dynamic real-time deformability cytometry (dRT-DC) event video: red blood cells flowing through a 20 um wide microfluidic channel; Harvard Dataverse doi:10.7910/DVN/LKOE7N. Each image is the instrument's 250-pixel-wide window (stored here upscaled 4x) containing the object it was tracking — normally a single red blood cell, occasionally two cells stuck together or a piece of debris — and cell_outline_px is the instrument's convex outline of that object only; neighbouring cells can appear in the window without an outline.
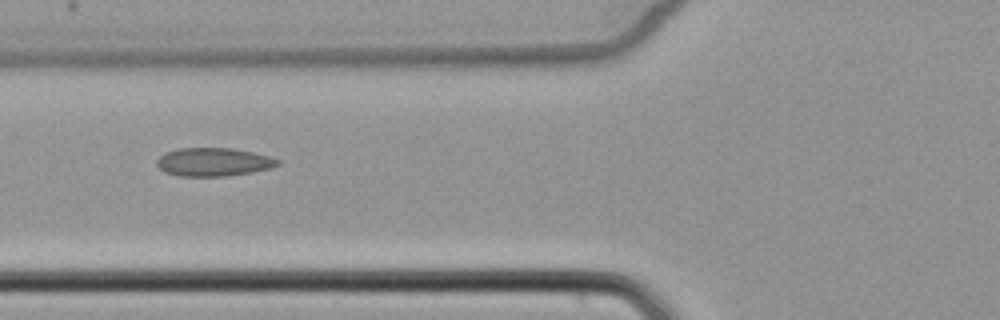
{"species": "common noctule bat (a hibernating species)", "species_latin": "Nyctalus noctula", "temperature_condition": "cold", "stored_images_in_passage": 8, "camera_frame_rate_fps": 3000, "um_per_image_px": 0.085, "animal": {"sex": "female", "body_mass_g": 22.7, "forearm_length_mm": 54.2}, "frame": {"image": 1, "passage_image": 6, "time_ms": 6.0, "image_size_px": [1000, 320], "cell_outline_px": [[280, 164], [272, 168], [252, 172], [228, 176], [180, 176], [164, 172], [156, 164], [156, 160], [164, 152], [176, 148], [232, 148], [252, 152], [268, 156], [280, 160]], "centroid_in_image_um": [18.13, 13.77], "position_along_channel_um": 107.7, "area_um2": 20.11}}
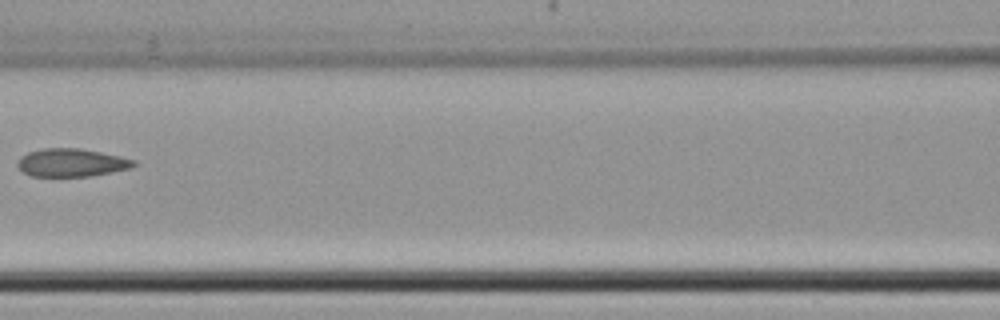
{"frame": {"image": 2, "passage_image": 7, "time_ms": 7.333, "image_size_px": [1000, 320], "cell_outline_px": [[136, 164], [132, 168], [92, 176], [32, 176], [24, 172], [16, 164], [20, 156], [28, 152], [44, 148], [80, 148], [120, 156], [136, 160]], "centroid_in_image_um": [6.09, 13.82], "position_along_channel_um": 160.5, "area_um2": 19.02}}
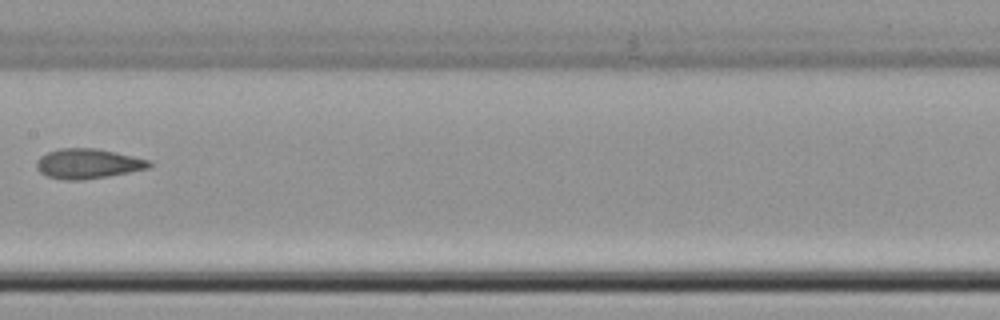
{"frame": {"image": 3, "passage_image": 8, "time_ms": 8.333, "image_size_px": [1000, 320], "cell_outline_px": [[152, 164], [148, 168], [108, 176], [84, 180], [64, 180], [48, 176], [40, 172], [36, 168], [36, 160], [40, 156], [48, 152], [60, 148], [96, 148], [116, 152], [152, 160]], "centroid_in_image_um": [7.47, 13.91], "position_along_channel_um": 199.9, "area_um2": 19.71}}